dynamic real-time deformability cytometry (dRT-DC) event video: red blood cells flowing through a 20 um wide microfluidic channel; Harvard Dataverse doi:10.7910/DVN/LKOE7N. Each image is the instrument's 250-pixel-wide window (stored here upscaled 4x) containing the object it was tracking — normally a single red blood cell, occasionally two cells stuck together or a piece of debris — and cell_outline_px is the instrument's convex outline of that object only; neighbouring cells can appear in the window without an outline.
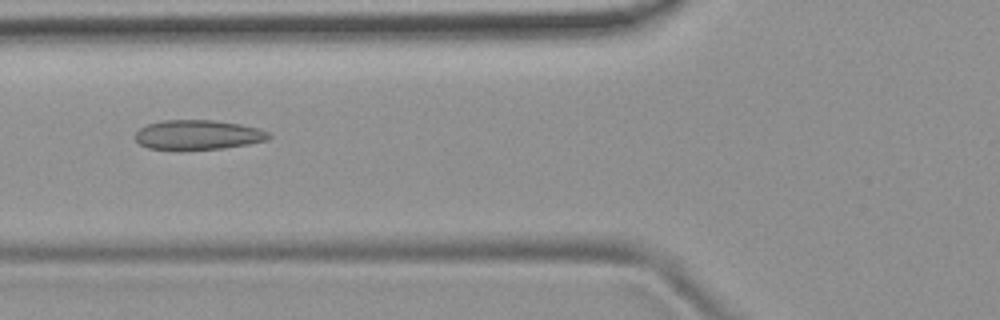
{"species": "common noctule bat (a hibernating species)", "species_latin": "Nyctalus noctula", "temperature_condition": "room temperature", "stored_images_in_passage": 5, "camera_frame_rate_fps": 3000, "um_per_image_px": 0.085, "animal": {"sex": "female", "body_mass_g": 19.9}, "frame": {"image": 1, "passage_image": 5, "time_ms": 4.667, "image_size_px": [1000, 320], "cell_outline_px": [[272, 136], [268, 140], [248, 144], [224, 148], [180, 152], [148, 148], [140, 144], [136, 140], [136, 132], [140, 128], [148, 124], [164, 120], [212, 120], [240, 124], [260, 128], [268, 132]], "centroid_in_image_um": [16.82, 11.49], "position_along_channel_um": 109.0, "area_um2": 23.7}}